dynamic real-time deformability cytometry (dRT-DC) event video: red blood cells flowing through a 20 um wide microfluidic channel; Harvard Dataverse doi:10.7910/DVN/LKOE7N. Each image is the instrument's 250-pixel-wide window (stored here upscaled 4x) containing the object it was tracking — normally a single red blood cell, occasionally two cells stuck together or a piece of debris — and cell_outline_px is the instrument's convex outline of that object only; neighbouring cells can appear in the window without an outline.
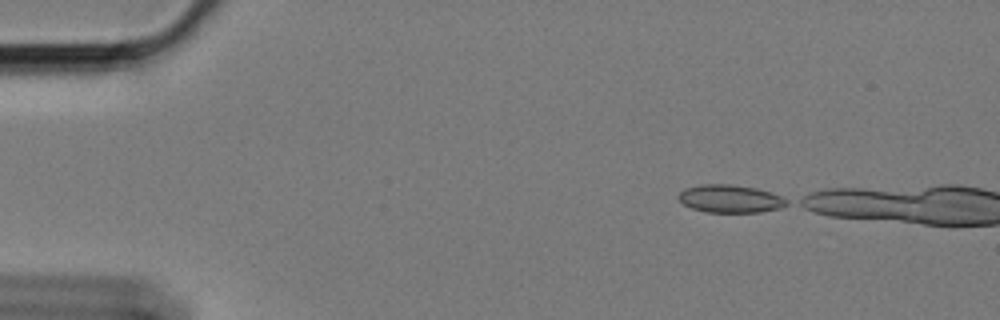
{"species": "Egyptian fruit bat (a non-hibernating species)", "species_latin": "Rousettus aegyptiacus", "temperature_condition": "cold", "stored_images_in_passage": 1, "camera_frame_rate_fps": 3000, "um_per_image_px": 0.085, "animal": {"sex": "female"}, "frame": {"image": 1, "passage_image": 1, "time_ms": 0.0, "image_size_px": [1000, 320], "cell_outline_px": [[788, 204], [780, 208], [760, 212], [704, 212], [692, 208], [684, 204], [676, 196], [684, 188], [700, 184], [732, 184], [756, 188], [780, 196], [788, 200]], "centroid_in_image_um": [62.03, 16.89], "position_along_channel_um": 23.0, "area_um2": 17.57}}